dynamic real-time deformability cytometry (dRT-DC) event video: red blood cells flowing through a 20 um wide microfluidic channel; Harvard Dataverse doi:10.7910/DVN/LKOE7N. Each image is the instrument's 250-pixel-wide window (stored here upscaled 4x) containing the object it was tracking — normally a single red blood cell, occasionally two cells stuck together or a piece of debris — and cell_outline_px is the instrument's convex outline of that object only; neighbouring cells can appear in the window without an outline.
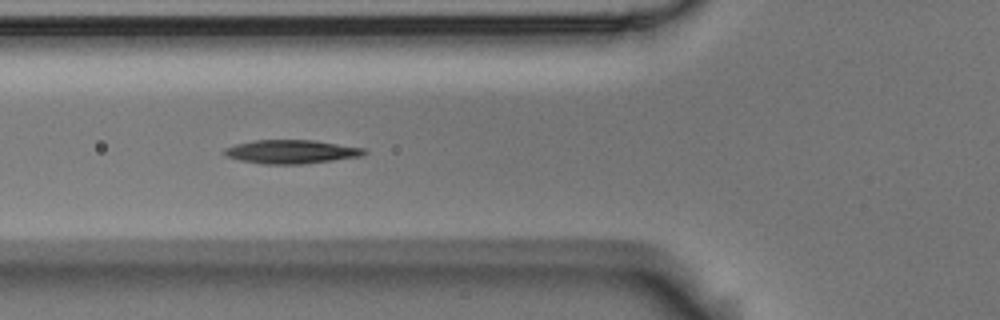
{"species": "Egyptian fruit bat (a non-hibernating species)", "species_latin": "Rousettus aegyptiacus", "temperature_condition": "room temperature", "stored_images_in_passage": 14, "camera_frame_rate_fps": 3000, "um_per_image_px": 0.085, "animal": {"sex": "male"}, "frame": {"image": 1, "passage_image": 10, "time_ms": 3.0, "image_size_px": [1000, 320], "cell_outline_px": [[368, 152], [360, 156], [304, 164], [264, 164], [240, 160], [224, 156], [224, 148], [236, 144], [252, 140], [316, 140], [364, 148]], "centroid_in_image_um": [24.74, 12.89], "position_along_channel_um": 101.1, "area_um2": 19.31}}
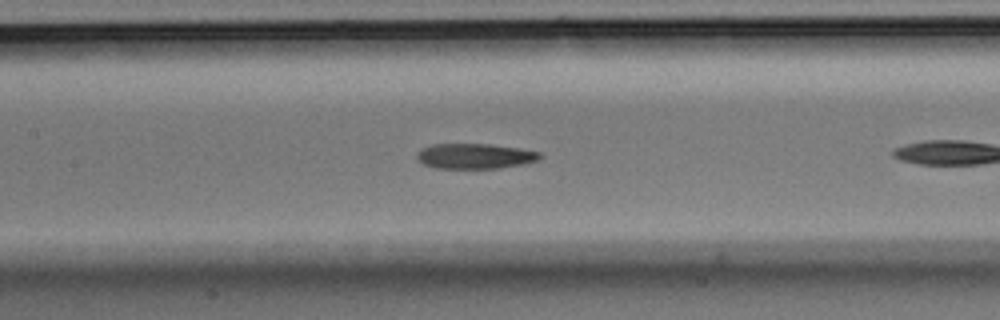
{"frame": {"image": 2, "passage_image": 12, "time_ms": 3.667, "image_size_px": [1000, 320], "cell_outline_px": [[544, 156], [540, 160], [524, 164], [500, 168], [436, 168], [424, 164], [416, 156], [416, 152], [420, 148], [432, 144], [488, 144], [520, 148], [540, 152]], "centroid_in_image_um": [40.4, 13.26], "position_along_channel_um": 167.0, "area_um2": 18.26}}